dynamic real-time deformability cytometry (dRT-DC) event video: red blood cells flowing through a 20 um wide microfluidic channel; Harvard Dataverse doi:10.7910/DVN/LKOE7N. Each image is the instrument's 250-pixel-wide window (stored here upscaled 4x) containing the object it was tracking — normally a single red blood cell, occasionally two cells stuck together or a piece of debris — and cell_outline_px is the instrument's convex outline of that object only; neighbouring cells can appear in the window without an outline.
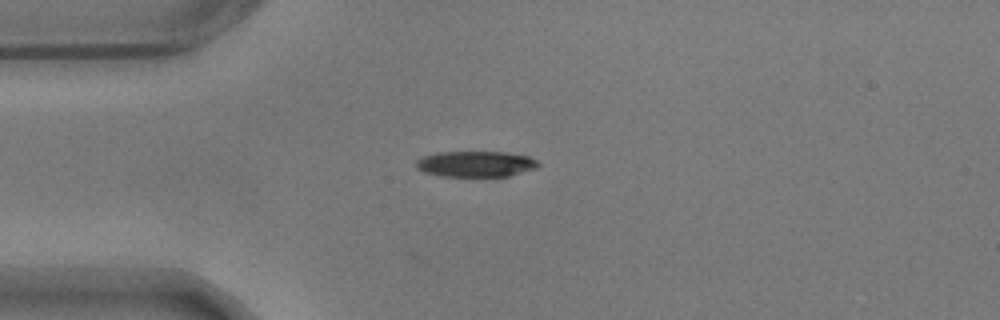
{"species": "common noctule bat (a hibernating species)", "species_latin": "Nyctalus noctula", "temperature_condition": "warm", "stored_images_in_passage": 2, "camera_frame_rate_fps": 3000, "um_per_image_px": 0.085, "animal": {"sex": "male", "body_mass_g": 17.9}, "frame": {"image": 1, "passage_image": 2, "time_ms": 0.333, "image_size_px": [1000, 320], "cell_outline_px": [[540, 164], [536, 168], [508, 176], [440, 176], [424, 172], [416, 168], [416, 160], [424, 156], [436, 152], [504, 152], [528, 156], [536, 160]], "centroid_in_image_um": [40.41, 13.93], "position_along_channel_um": 44.6, "area_um2": 18.32}}